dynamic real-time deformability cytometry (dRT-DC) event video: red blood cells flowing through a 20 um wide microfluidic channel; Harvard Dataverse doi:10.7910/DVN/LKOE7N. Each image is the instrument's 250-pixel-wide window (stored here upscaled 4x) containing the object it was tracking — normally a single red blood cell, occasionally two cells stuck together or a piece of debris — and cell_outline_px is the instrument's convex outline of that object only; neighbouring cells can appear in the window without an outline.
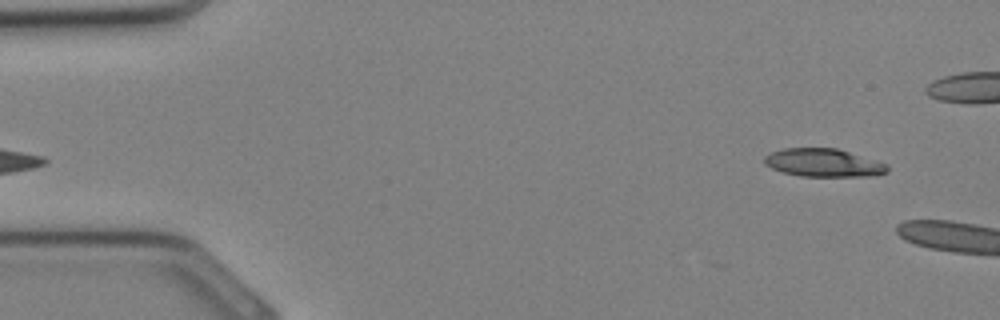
{"species": "Egyptian fruit bat (a non-hibernating species)", "species_latin": "Rousettus aegyptiacus", "temperature_condition": "cold", "stored_images_in_passage": 6, "camera_frame_rate_fps": 3000, "um_per_image_px": 0.085, "animal": {"sex": "female"}, "frame": {"image": 1, "passage_image": 1, "time_ms": 0.0, "image_size_px": [1000, 320], "cell_outline_px": [[888, 172], [868, 176], [800, 176], [784, 172], [772, 168], [764, 164], [764, 156], [772, 152], [784, 148], [836, 148], [888, 164]], "centroid_in_image_um": [69.98, 13.83], "position_along_channel_um": 15.0, "area_um2": 19.94}}